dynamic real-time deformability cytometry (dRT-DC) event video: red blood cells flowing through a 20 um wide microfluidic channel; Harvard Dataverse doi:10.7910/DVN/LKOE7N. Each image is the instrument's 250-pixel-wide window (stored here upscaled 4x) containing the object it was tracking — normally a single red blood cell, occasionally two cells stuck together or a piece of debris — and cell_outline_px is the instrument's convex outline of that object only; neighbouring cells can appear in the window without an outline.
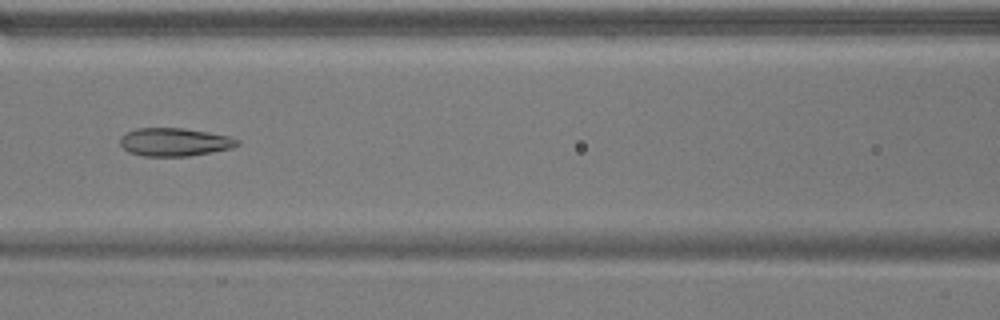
{"species": "common noctule bat (a hibernating species)", "species_latin": "Nyctalus noctula", "temperature_condition": "warm", "stored_images_in_passage": 53, "camera_frame_rate_fps": 3000, "um_per_image_px": 0.085, "animal": {"sex": "male", "body_mass_g": 17.9}, "frame": {"image": 1, "passage_image": 24, "time_ms": 7.667, "image_size_px": [1000, 320], "cell_outline_px": [[240, 144], [232, 148], [212, 152], [188, 156], [144, 156], [128, 152], [120, 144], [120, 136], [136, 128], [184, 128], [208, 132], [228, 136], [240, 140]], "centroid_in_image_um": [14.84, 12.07], "position_along_channel_um": 151.8, "area_um2": 19.25}}
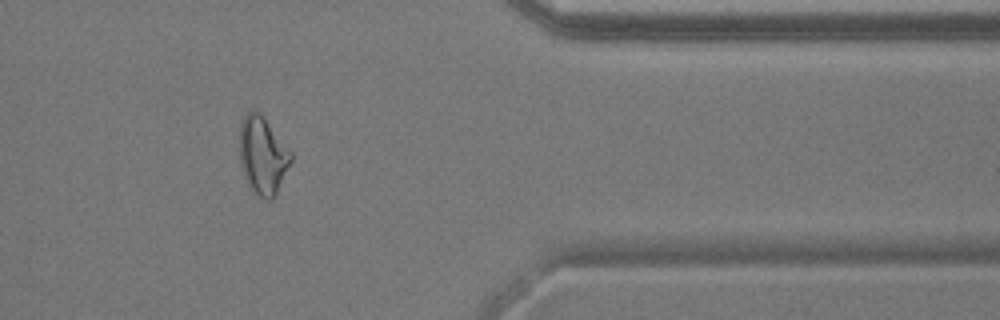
{"frame": {"image": 2, "passage_image": 44, "time_ms": 14.333, "image_size_px": [1000, 320], "cell_outline_px": [[292, 160], [272, 200], [264, 200], [248, 184], [240, 160], [240, 124], [244, 116], [252, 108], [260, 112], [292, 152]], "centroid_in_image_um": [22.34, 13.16], "position_along_channel_um": 389.1, "area_um2": 22.89}}
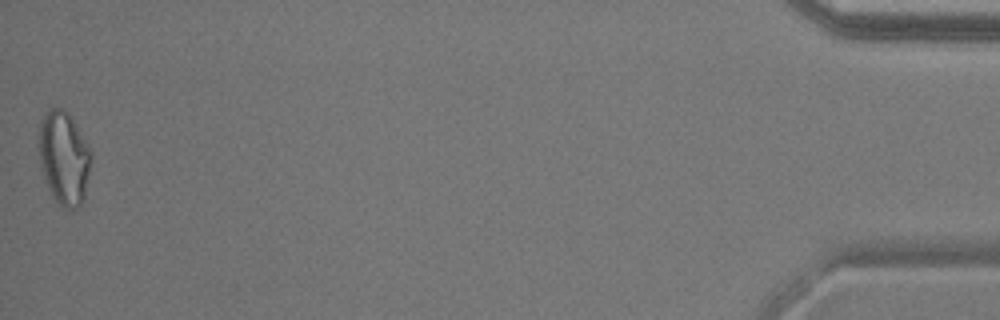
{"frame": {"image": 3, "passage_image": 53, "time_ms": 17.333, "image_size_px": [1000, 320], "cell_outline_px": [[92, 156], [84, 196], [80, 204], [72, 212], [64, 208], [52, 196], [44, 180], [40, 164], [36, 144], [40, 124], [44, 112], [48, 108], [60, 108], [68, 112], [72, 116]], "centroid_in_image_um": [5.38, 13.4], "position_along_channel_um": 429.8, "area_um2": 28.78}, "authors_computed_cell_mechanics": {"area_um2": 22.5998, "velocity_mm_per_s": 3.8379, "shape_relaxation_time_tau1_ms": null, "shape_relaxation_time_tau2_ms": 2.1664, "deformation_change_tau1": null, "deformation_change_tau2": 0.1009}}